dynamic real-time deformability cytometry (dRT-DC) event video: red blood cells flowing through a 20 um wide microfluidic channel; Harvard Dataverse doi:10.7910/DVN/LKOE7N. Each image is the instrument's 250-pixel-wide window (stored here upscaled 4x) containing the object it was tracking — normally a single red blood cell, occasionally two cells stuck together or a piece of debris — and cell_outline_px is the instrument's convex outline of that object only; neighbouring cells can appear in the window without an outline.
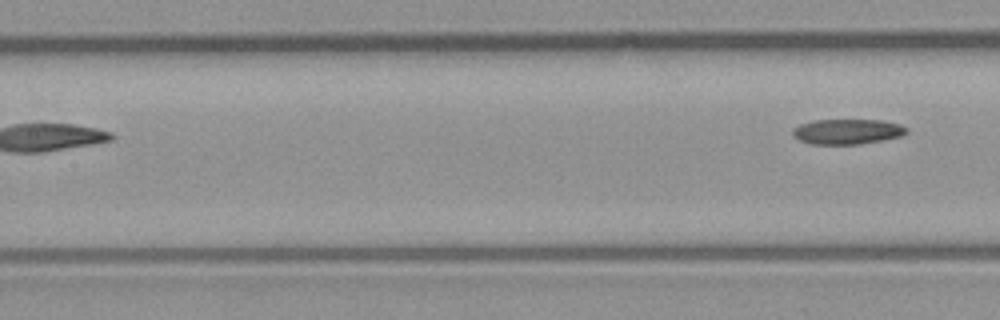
{"species": "common noctule bat (a hibernating species)", "species_latin": "Nyctalus noctula", "temperature_condition": "room temperature", "stored_images_in_passage": 4, "segment_of_instrument_passage": [2, 2], "camera_frame_rate_fps": 3000, "um_per_image_px": 0.085, "animal": {"sex": "male", "body_mass_g": 23.1, "forearm_length_mm": 52.7}, "frame": {"image": 1, "passage_image": 4, "time_ms": 1.0, "image_size_px": [1000, 320], "cell_outline_px": [[908, 132], [900, 136], [860, 144], [812, 144], [800, 140], [792, 132], [792, 128], [800, 124], [812, 120], [880, 120], [900, 124], [908, 128]], "centroid_in_image_um": [72.02, 11.17], "position_along_channel_um": 135.4, "area_um2": 16.59}}